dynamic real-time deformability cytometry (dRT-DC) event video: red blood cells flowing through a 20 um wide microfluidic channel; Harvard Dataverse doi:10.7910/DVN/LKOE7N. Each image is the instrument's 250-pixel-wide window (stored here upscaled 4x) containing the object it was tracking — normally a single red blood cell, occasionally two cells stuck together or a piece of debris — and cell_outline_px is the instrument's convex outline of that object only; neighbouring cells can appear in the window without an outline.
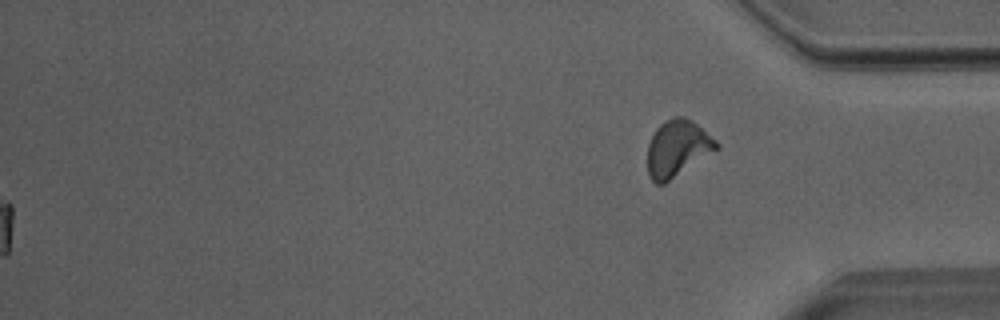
{"species": "Egyptian fruit bat (a non-hibernating species)", "species_latin": "Rousettus aegyptiacus", "temperature_condition": "room temperature", "stored_images_in_passage": 46, "segment_of_instrument_passage": [2, 2], "camera_frame_rate_fps": 3000, "um_per_image_px": 0.085, "animal": {"sex": "male"}, "frame": {"image": 1, "passage_image": 46, "time_ms": 15.0, "image_size_px": [1000, 320], "cell_outline_px": [[720, 148], [664, 184], [656, 184], [648, 176], [648, 144], [656, 128], [664, 120], [672, 116], [684, 116], [692, 120], [716, 140], [720, 144]], "centroid_in_image_um": [57.58, 12.6], "position_along_channel_um": 377.6, "area_um2": 22.83}}